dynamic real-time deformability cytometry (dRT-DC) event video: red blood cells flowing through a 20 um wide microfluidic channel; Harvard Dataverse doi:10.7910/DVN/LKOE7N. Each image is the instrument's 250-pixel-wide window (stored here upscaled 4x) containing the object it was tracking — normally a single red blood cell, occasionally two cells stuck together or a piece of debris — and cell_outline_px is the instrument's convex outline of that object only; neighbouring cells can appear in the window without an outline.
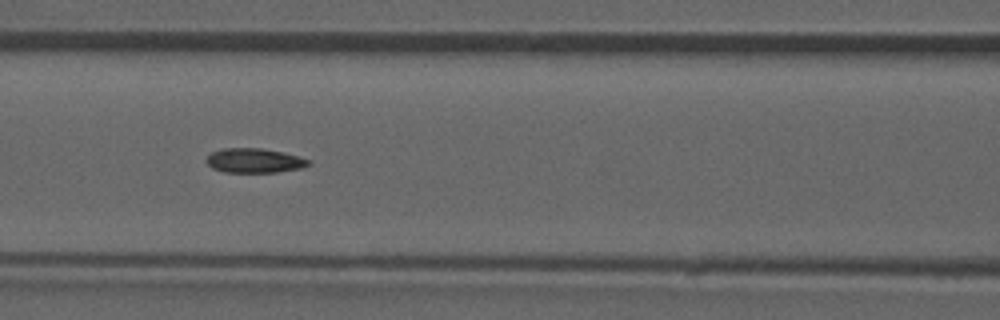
{"species": "common noctule bat (a hibernating species)", "species_latin": "Nyctalus noctula", "temperature_condition": "room temperature", "stored_images_in_passage": 53, "camera_frame_rate_fps": 3000, "um_per_image_px": 0.085, "animal": {"sex": "male", "forearm_length_mm": 52.5}, "frame": {"image": 1, "passage_image": 23, "time_ms": 7.333, "image_size_px": [1000, 320], "cell_outline_px": [[312, 164], [300, 168], [276, 172], [224, 172], [212, 168], [204, 160], [212, 152], [224, 148], [260, 148], [284, 152], [312, 160]], "centroid_in_image_um": [21.64, 13.65], "position_along_channel_um": 145.0, "area_um2": 14.62}, "authors_computed_cell_mechanics": {"area_um2": 14.739, "velocity_mm_per_s": 3.9682, "shape_relaxation_time_tau1_ms": null, "shape_relaxation_time_tau2_ms": 5.208, "deformation_change_tau1": null, "deformation_change_tau2": 0.0939}}